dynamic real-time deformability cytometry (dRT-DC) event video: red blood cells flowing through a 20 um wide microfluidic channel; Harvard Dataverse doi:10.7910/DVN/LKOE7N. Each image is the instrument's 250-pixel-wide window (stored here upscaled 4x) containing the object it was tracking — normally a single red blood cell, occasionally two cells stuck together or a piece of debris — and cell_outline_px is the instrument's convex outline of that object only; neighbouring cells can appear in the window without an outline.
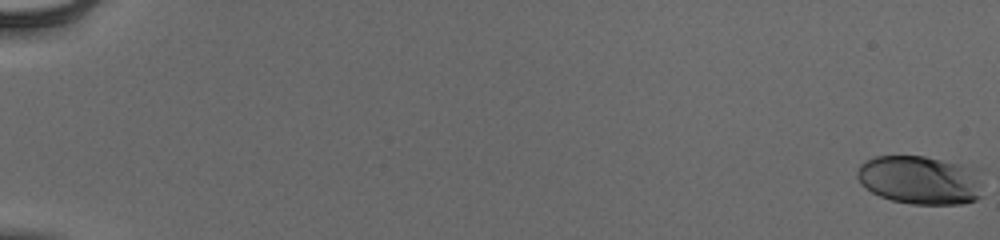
{"species": "human", "species_latin": "Homo sapiens", "temperature_condition": "cold", "stored_images_in_passage": 56, "camera_frame_rate_fps": 3000, "um_per_image_px": 0.085, "donor": {"sex": "male"}, "frame": {"image": 1, "passage_image": 1, "time_ms": 0.0, "image_size_px": [1000, 240], "cell_outline_px": [[980, 196], [976, 200], [960, 204], [912, 204], [892, 200], [880, 196], [872, 192], [860, 184], [856, 176], [856, 172], [860, 164], [876, 156], [924, 156], [960, 164], [968, 168]], "centroid_in_image_um": [78.02, 15.31], "position_along_channel_um": 7.0, "area_um2": 34.45}}
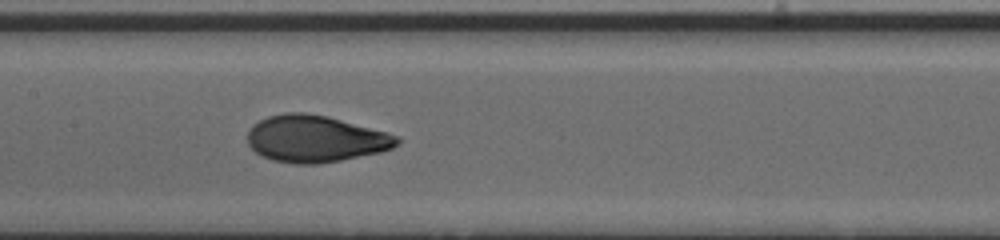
{"frame": {"image": 2, "passage_image": 31, "time_ms": 10.0, "image_size_px": [1000, 240], "cell_outline_px": [[400, 144], [392, 148], [380, 152], [340, 160], [316, 164], [296, 164], [272, 160], [256, 152], [248, 144], [248, 132], [252, 124], [268, 116], [284, 112], [304, 112], [328, 116], [388, 132], [400, 136]], "centroid_in_image_um": [26.83, 11.78], "position_along_channel_um": 180.6, "area_um2": 40.92}}
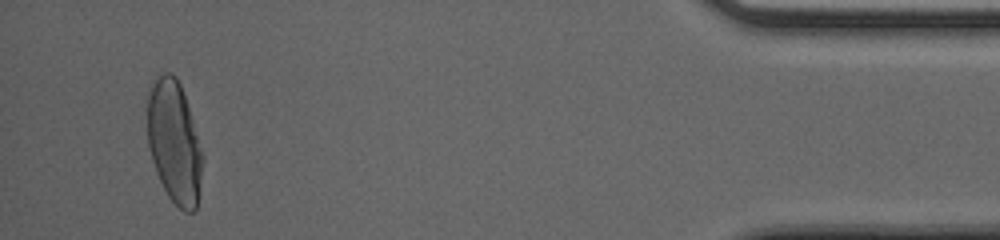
{"frame": {"image": 3, "passage_image": 54, "time_ms": 17.667, "image_size_px": [1000, 240], "cell_outline_px": [[204, 156], [196, 208], [192, 212], [184, 212], [168, 196], [156, 172], [152, 160], [148, 144], [148, 92], [152, 80], [156, 72], [172, 72], [176, 76], [180, 84]], "centroid_in_image_um": [14.79, 12.03], "position_along_channel_um": 420.4, "area_um2": 39.3}, "authors_computed_cell_mechanics": {"area_um2": 38.9572, "velocity_mm_per_s": 3.9341, "shape_relaxation_time_tau1_ms": 5.0949, "shape_relaxation_time_tau2_ms": null, "deformation_change_tau1": 0.2287, "deformation_change_tau2": null}}